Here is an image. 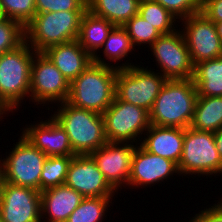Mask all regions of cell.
I'll return each instance as SVG.
<instances>
[{"instance_id":"cell-1","label":"cell","mask_w":222,"mask_h":222,"mask_svg":"<svg viewBox=\"0 0 222 222\" xmlns=\"http://www.w3.org/2000/svg\"><path fill=\"white\" fill-rule=\"evenodd\" d=\"M197 97L192 78L167 80L149 112L150 125L190 127Z\"/></svg>"},{"instance_id":"cell-2","label":"cell","mask_w":222,"mask_h":222,"mask_svg":"<svg viewBox=\"0 0 222 222\" xmlns=\"http://www.w3.org/2000/svg\"><path fill=\"white\" fill-rule=\"evenodd\" d=\"M36 51L24 41L0 55V106L13 113L30 97L31 66Z\"/></svg>"},{"instance_id":"cell-3","label":"cell","mask_w":222,"mask_h":222,"mask_svg":"<svg viewBox=\"0 0 222 222\" xmlns=\"http://www.w3.org/2000/svg\"><path fill=\"white\" fill-rule=\"evenodd\" d=\"M51 116L67 133L75 155H90L108 142L102 114L65 101Z\"/></svg>"},{"instance_id":"cell-4","label":"cell","mask_w":222,"mask_h":222,"mask_svg":"<svg viewBox=\"0 0 222 222\" xmlns=\"http://www.w3.org/2000/svg\"><path fill=\"white\" fill-rule=\"evenodd\" d=\"M116 74L117 69L92 62L70 83L67 102L103 114L115 97Z\"/></svg>"},{"instance_id":"cell-5","label":"cell","mask_w":222,"mask_h":222,"mask_svg":"<svg viewBox=\"0 0 222 222\" xmlns=\"http://www.w3.org/2000/svg\"><path fill=\"white\" fill-rule=\"evenodd\" d=\"M86 11L36 13L24 27L25 41L36 51L43 52L52 45L77 40L80 23Z\"/></svg>"},{"instance_id":"cell-6","label":"cell","mask_w":222,"mask_h":222,"mask_svg":"<svg viewBox=\"0 0 222 222\" xmlns=\"http://www.w3.org/2000/svg\"><path fill=\"white\" fill-rule=\"evenodd\" d=\"M177 167L181 176L222 175V159L213 132L186 128L182 156Z\"/></svg>"},{"instance_id":"cell-7","label":"cell","mask_w":222,"mask_h":222,"mask_svg":"<svg viewBox=\"0 0 222 222\" xmlns=\"http://www.w3.org/2000/svg\"><path fill=\"white\" fill-rule=\"evenodd\" d=\"M167 80L151 68L130 65L128 68L117 69L115 95L124 102L150 112Z\"/></svg>"},{"instance_id":"cell-8","label":"cell","mask_w":222,"mask_h":222,"mask_svg":"<svg viewBox=\"0 0 222 222\" xmlns=\"http://www.w3.org/2000/svg\"><path fill=\"white\" fill-rule=\"evenodd\" d=\"M102 116L108 142H134L139 145L142 134H145L150 126L147 110L124 102L116 95Z\"/></svg>"},{"instance_id":"cell-9","label":"cell","mask_w":222,"mask_h":222,"mask_svg":"<svg viewBox=\"0 0 222 222\" xmlns=\"http://www.w3.org/2000/svg\"><path fill=\"white\" fill-rule=\"evenodd\" d=\"M3 158L5 182L40 191V176L47 156L22 134Z\"/></svg>"},{"instance_id":"cell-10","label":"cell","mask_w":222,"mask_h":222,"mask_svg":"<svg viewBox=\"0 0 222 222\" xmlns=\"http://www.w3.org/2000/svg\"><path fill=\"white\" fill-rule=\"evenodd\" d=\"M159 73L168 80L193 78L194 64L182 32L162 34L149 48Z\"/></svg>"},{"instance_id":"cell-11","label":"cell","mask_w":222,"mask_h":222,"mask_svg":"<svg viewBox=\"0 0 222 222\" xmlns=\"http://www.w3.org/2000/svg\"><path fill=\"white\" fill-rule=\"evenodd\" d=\"M70 92V83L43 52H36L31 66L30 98L43 104L65 102Z\"/></svg>"},{"instance_id":"cell-12","label":"cell","mask_w":222,"mask_h":222,"mask_svg":"<svg viewBox=\"0 0 222 222\" xmlns=\"http://www.w3.org/2000/svg\"><path fill=\"white\" fill-rule=\"evenodd\" d=\"M180 21L183 25L180 30L194 66L202 61L222 57V43L213 21L201 12L179 20V24Z\"/></svg>"},{"instance_id":"cell-13","label":"cell","mask_w":222,"mask_h":222,"mask_svg":"<svg viewBox=\"0 0 222 222\" xmlns=\"http://www.w3.org/2000/svg\"><path fill=\"white\" fill-rule=\"evenodd\" d=\"M134 143L106 142L101 148L90 154L109 185L118 193L125 188L131 175L132 159L135 153Z\"/></svg>"},{"instance_id":"cell-14","label":"cell","mask_w":222,"mask_h":222,"mask_svg":"<svg viewBox=\"0 0 222 222\" xmlns=\"http://www.w3.org/2000/svg\"><path fill=\"white\" fill-rule=\"evenodd\" d=\"M0 218L3 222H42L41 192L4 182L0 192Z\"/></svg>"},{"instance_id":"cell-15","label":"cell","mask_w":222,"mask_h":222,"mask_svg":"<svg viewBox=\"0 0 222 222\" xmlns=\"http://www.w3.org/2000/svg\"><path fill=\"white\" fill-rule=\"evenodd\" d=\"M65 184L84 198H113L116 192L106 181L90 155H75L72 158Z\"/></svg>"},{"instance_id":"cell-16","label":"cell","mask_w":222,"mask_h":222,"mask_svg":"<svg viewBox=\"0 0 222 222\" xmlns=\"http://www.w3.org/2000/svg\"><path fill=\"white\" fill-rule=\"evenodd\" d=\"M176 173L179 176L178 167L173 161L152 154L139 145L135 147L128 186H154Z\"/></svg>"},{"instance_id":"cell-17","label":"cell","mask_w":222,"mask_h":222,"mask_svg":"<svg viewBox=\"0 0 222 222\" xmlns=\"http://www.w3.org/2000/svg\"><path fill=\"white\" fill-rule=\"evenodd\" d=\"M25 126L21 134L47 157L75 156L67 133L52 116Z\"/></svg>"},{"instance_id":"cell-18","label":"cell","mask_w":222,"mask_h":222,"mask_svg":"<svg viewBox=\"0 0 222 222\" xmlns=\"http://www.w3.org/2000/svg\"><path fill=\"white\" fill-rule=\"evenodd\" d=\"M139 143L146 151L173 161L176 165L182 156L185 129L150 125Z\"/></svg>"},{"instance_id":"cell-19","label":"cell","mask_w":222,"mask_h":222,"mask_svg":"<svg viewBox=\"0 0 222 222\" xmlns=\"http://www.w3.org/2000/svg\"><path fill=\"white\" fill-rule=\"evenodd\" d=\"M84 197L73 188L62 184L41 192V221L67 222ZM46 217H45V216ZM45 219L47 220H44Z\"/></svg>"},{"instance_id":"cell-20","label":"cell","mask_w":222,"mask_h":222,"mask_svg":"<svg viewBox=\"0 0 222 222\" xmlns=\"http://www.w3.org/2000/svg\"><path fill=\"white\" fill-rule=\"evenodd\" d=\"M43 53L60 70L69 83L93 62V57L83 49L77 40L52 45Z\"/></svg>"},{"instance_id":"cell-21","label":"cell","mask_w":222,"mask_h":222,"mask_svg":"<svg viewBox=\"0 0 222 222\" xmlns=\"http://www.w3.org/2000/svg\"><path fill=\"white\" fill-rule=\"evenodd\" d=\"M134 47L130 36L123 26H115L109 33L101 48L103 49L102 53L105 59H102L101 55L97 53L93 57V63L113 67L115 69L128 68L130 65L135 64H132V62L129 63V60H126V62H128L122 63V65H118L115 62H120V60L123 61V58L125 60L128 54L133 52L132 50L135 49ZM107 60L112 63L114 62L115 64L111 65L112 63H106Z\"/></svg>"},{"instance_id":"cell-22","label":"cell","mask_w":222,"mask_h":222,"mask_svg":"<svg viewBox=\"0 0 222 222\" xmlns=\"http://www.w3.org/2000/svg\"><path fill=\"white\" fill-rule=\"evenodd\" d=\"M114 27L115 25L106 18L96 16L87 10L81 19L77 41L91 57H94Z\"/></svg>"},{"instance_id":"cell-23","label":"cell","mask_w":222,"mask_h":222,"mask_svg":"<svg viewBox=\"0 0 222 222\" xmlns=\"http://www.w3.org/2000/svg\"><path fill=\"white\" fill-rule=\"evenodd\" d=\"M141 0H87V10L106 18L115 26H123L138 14Z\"/></svg>"},{"instance_id":"cell-24","label":"cell","mask_w":222,"mask_h":222,"mask_svg":"<svg viewBox=\"0 0 222 222\" xmlns=\"http://www.w3.org/2000/svg\"><path fill=\"white\" fill-rule=\"evenodd\" d=\"M192 79L198 96H222V57L196 64Z\"/></svg>"},{"instance_id":"cell-25","label":"cell","mask_w":222,"mask_h":222,"mask_svg":"<svg viewBox=\"0 0 222 222\" xmlns=\"http://www.w3.org/2000/svg\"><path fill=\"white\" fill-rule=\"evenodd\" d=\"M190 127L216 132L222 128V96H198Z\"/></svg>"},{"instance_id":"cell-26","label":"cell","mask_w":222,"mask_h":222,"mask_svg":"<svg viewBox=\"0 0 222 222\" xmlns=\"http://www.w3.org/2000/svg\"><path fill=\"white\" fill-rule=\"evenodd\" d=\"M138 14L161 34L174 32L176 30L174 25L179 22L173 14L154 0H141Z\"/></svg>"},{"instance_id":"cell-27","label":"cell","mask_w":222,"mask_h":222,"mask_svg":"<svg viewBox=\"0 0 222 222\" xmlns=\"http://www.w3.org/2000/svg\"><path fill=\"white\" fill-rule=\"evenodd\" d=\"M73 157H47L40 176V192L65 184L68 168Z\"/></svg>"},{"instance_id":"cell-28","label":"cell","mask_w":222,"mask_h":222,"mask_svg":"<svg viewBox=\"0 0 222 222\" xmlns=\"http://www.w3.org/2000/svg\"><path fill=\"white\" fill-rule=\"evenodd\" d=\"M110 203L112 204L111 197L84 198L71 213L67 222H102Z\"/></svg>"},{"instance_id":"cell-29","label":"cell","mask_w":222,"mask_h":222,"mask_svg":"<svg viewBox=\"0 0 222 222\" xmlns=\"http://www.w3.org/2000/svg\"><path fill=\"white\" fill-rule=\"evenodd\" d=\"M123 28L127 31L134 46H151L162 34L139 14L127 21Z\"/></svg>"},{"instance_id":"cell-30","label":"cell","mask_w":222,"mask_h":222,"mask_svg":"<svg viewBox=\"0 0 222 222\" xmlns=\"http://www.w3.org/2000/svg\"><path fill=\"white\" fill-rule=\"evenodd\" d=\"M3 17L19 22L25 27L35 16V0H0Z\"/></svg>"},{"instance_id":"cell-31","label":"cell","mask_w":222,"mask_h":222,"mask_svg":"<svg viewBox=\"0 0 222 222\" xmlns=\"http://www.w3.org/2000/svg\"><path fill=\"white\" fill-rule=\"evenodd\" d=\"M25 41L24 27L17 21L0 17V55L17 48Z\"/></svg>"},{"instance_id":"cell-32","label":"cell","mask_w":222,"mask_h":222,"mask_svg":"<svg viewBox=\"0 0 222 222\" xmlns=\"http://www.w3.org/2000/svg\"><path fill=\"white\" fill-rule=\"evenodd\" d=\"M36 13L87 11V0H35Z\"/></svg>"},{"instance_id":"cell-33","label":"cell","mask_w":222,"mask_h":222,"mask_svg":"<svg viewBox=\"0 0 222 222\" xmlns=\"http://www.w3.org/2000/svg\"><path fill=\"white\" fill-rule=\"evenodd\" d=\"M161 4L177 19H184L192 14L201 12L202 0H154Z\"/></svg>"},{"instance_id":"cell-34","label":"cell","mask_w":222,"mask_h":222,"mask_svg":"<svg viewBox=\"0 0 222 222\" xmlns=\"http://www.w3.org/2000/svg\"><path fill=\"white\" fill-rule=\"evenodd\" d=\"M193 219L196 222H222V200H219L210 208H204Z\"/></svg>"},{"instance_id":"cell-35","label":"cell","mask_w":222,"mask_h":222,"mask_svg":"<svg viewBox=\"0 0 222 222\" xmlns=\"http://www.w3.org/2000/svg\"><path fill=\"white\" fill-rule=\"evenodd\" d=\"M201 13L213 22H222V0H202Z\"/></svg>"},{"instance_id":"cell-36","label":"cell","mask_w":222,"mask_h":222,"mask_svg":"<svg viewBox=\"0 0 222 222\" xmlns=\"http://www.w3.org/2000/svg\"><path fill=\"white\" fill-rule=\"evenodd\" d=\"M213 134H214L216 148H217L219 155L222 159V128L216 132H213Z\"/></svg>"},{"instance_id":"cell-37","label":"cell","mask_w":222,"mask_h":222,"mask_svg":"<svg viewBox=\"0 0 222 222\" xmlns=\"http://www.w3.org/2000/svg\"><path fill=\"white\" fill-rule=\"evenodd\" d=\"M4 182H5L4 164L3 160L0 159V192L3 189Z\"/></svg>"},{"instance_id":"cell-38","label":"cell","mask_w":222,"mask_h":222,"mask_svg":"<svg viewBox=\"0 0 222 222\" xmlns=\"http://www.w3.org/2000/svg\"><path fill=\"white\" fill-rule=\"evenodd\" d=\"M217 30V34L220 38V41L222 43V22H214Z\"/></svg>"},{"instance_id":"cell-39","label":"cell","mask_w":222,"mask_h":222,"mask_svg":"<svg viewBox=\"0 0 222 222\" xmlns=\"http://www.w3.org/2000/svg\"><path fill=\"white\" fill-rule=\"evenodd\" d=\"M3 114H9V113H7L1 106H0V121H1V119H3L4 118V115ZM3 115V116H2ZM2 117V118H1Z\"/></svg>"},{"instance_id":"cell-40","label":"cell","mask_w":222,"mask_h":222,"mask_svg":"<svg viewBox=\"0 0 222 222\" xmlns=\"http://www.w3.org/2000/svg\"><path fill=\"white\" fill-rule=\"evenodd\" d=\"M188 222H196L193 218H191V220L190 221H188Z\"/></svg>"}]
</instances>
